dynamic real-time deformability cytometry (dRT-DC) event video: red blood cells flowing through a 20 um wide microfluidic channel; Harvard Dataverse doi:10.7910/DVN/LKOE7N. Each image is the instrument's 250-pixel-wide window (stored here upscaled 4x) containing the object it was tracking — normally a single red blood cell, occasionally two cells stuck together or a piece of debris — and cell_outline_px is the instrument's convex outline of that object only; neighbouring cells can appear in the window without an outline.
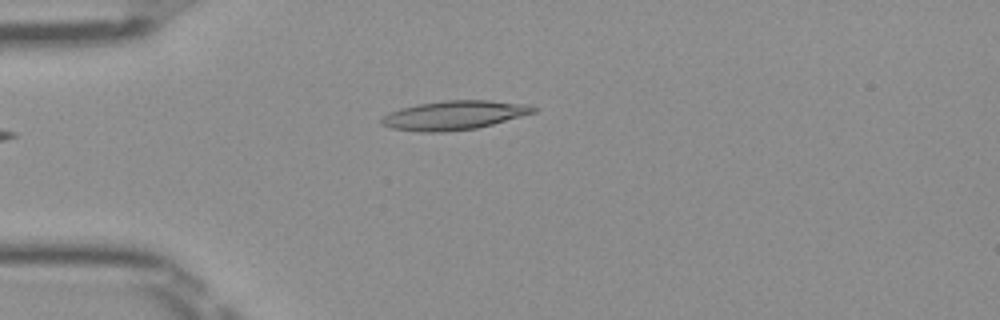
{"species": "Egyptian fruit bat (a non-hibernating species)", "species_latin": "Rousettus aegyptiacus", "temperature_condition": "room temperature", "stored_images_in_passage": 37, "camera_frame_rate_fps": 3000, "um_per_image_px": 0.085, "frame": {"image": 1, "passage_image": 1, "time_ms": 0.0, "image_size_px": [1000, 320], "cell_outline_px": [[540, 108], [536, 112], [492, 124], [476, 128], [444, 132], [420, 132], [392, 128], [380, 124], [380, 120], [384, 116], [400, 108], [416, 104], [444, 100], [492, 100], [528, 104]], "centroid_in_image_um": [38.63, 9.78], "position_along_channel_um": 46.4, "area_um2": 25.78}}
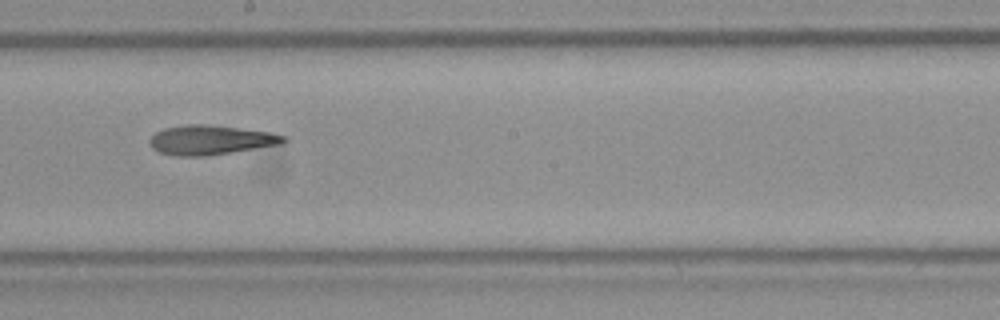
{"frame": {"image": 2, "passage_image": 16, "time_ms": 5.0, "image_size_px": [1000, 320], "cell_outline_px": [[288, 140], [280, 144], [232, 152], [204, 156], [172, 156], [160, 152], [152, 148], [148, 140], [156, 132], [164, 128], [188, 124], [204, 124], [268, 132], [288, 136]], "centroid_in_image_um": [17.88, 11.9], "position_along_channel_um": 230.3, "area_um2": 22.83}}
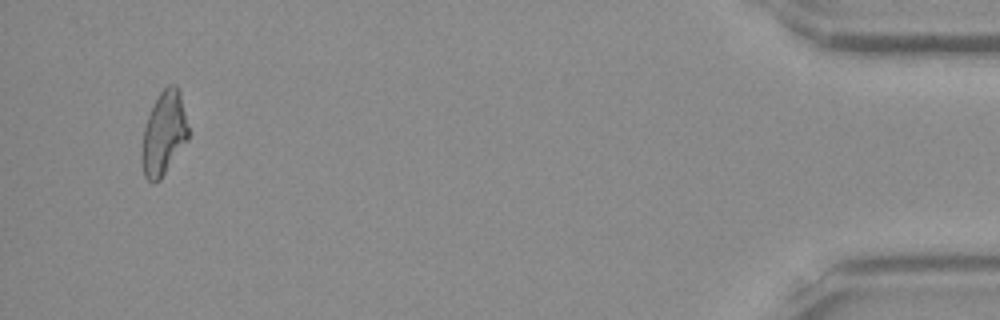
{"frame": {"image": 3, "passage_image": 36, "time_ms": 11.667, "image_size_px": [1000, 320], "cell_outline_px": [[188, 140], [160, 180], [156, 184], [152, 184], [144, 176], [140, 164], [140, 152], [144, 128], [148, 116], [160, 92], [168, 84], [176, 84], [180, 92], [188, 128]], "centroid_in_image_um": [13.9, 11.4], "position_along_channel_um": 421.3, "area_um2": 22.83}}